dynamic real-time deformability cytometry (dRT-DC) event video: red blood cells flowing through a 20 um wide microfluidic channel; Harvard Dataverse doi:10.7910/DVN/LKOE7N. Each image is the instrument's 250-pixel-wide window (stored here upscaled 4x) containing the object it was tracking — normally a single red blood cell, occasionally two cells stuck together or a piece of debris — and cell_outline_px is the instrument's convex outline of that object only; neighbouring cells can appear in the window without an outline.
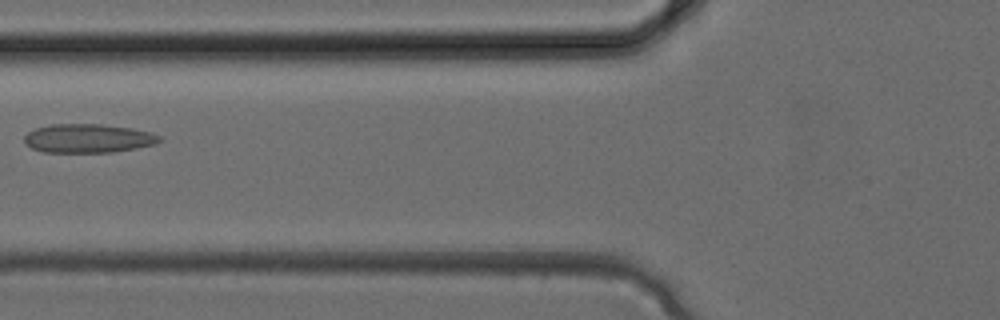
{"species": "common noctule bat (a hibernating species)", "species_latin": "Nyctalus noctula", "temperature_condition": "cold", "stored_images_in_passage": 3, "camera_frame_rate_fps": 3000, "um_per_image_px": 0.085, "animal": {"sex": "female", "body_mass_g": 24.6, "forearm_length_mm": 56.2}, "frame": {"image": 1, "passage_image": 3, "time_ms": 0.667, "image_size_px": [1000, 320], "cell_outline_px": [[164, 140], [156, 144], [136, 148], [112, 152], [44, 152], [32, 148], [24, 144], [24, 136], [28, 132], [36, 128], [52, 124], [100, 124], [132, 128], [152, 132], [160, 136]], "centroid_in_image_um": [7.51, 11.76], "position_along_channel_um": 118.3, "area_um2": 22.83}}